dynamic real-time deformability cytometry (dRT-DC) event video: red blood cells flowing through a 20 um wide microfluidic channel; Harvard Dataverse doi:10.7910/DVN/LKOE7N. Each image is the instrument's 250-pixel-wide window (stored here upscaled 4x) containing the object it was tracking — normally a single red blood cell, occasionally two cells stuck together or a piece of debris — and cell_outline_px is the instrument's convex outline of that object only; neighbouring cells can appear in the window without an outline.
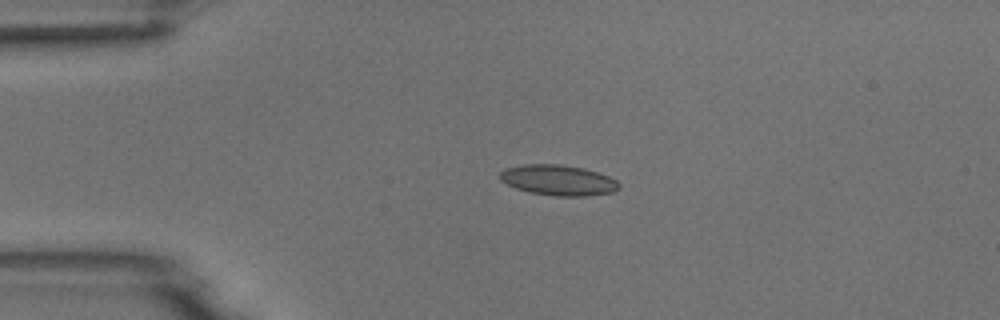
{"species": "common noctule bat (a hibernating species)", "species_latin": "Nyctalus noctula", "temperature_condition": "room temperature", "stored_images_in_passage": 4, "camera_frame_rate_fps": 3000, "um_per_image_px": 0.085, "animal": {"sex": "male", "body_mass_g": 18.8}, "frame": {"image": 1, "passage_image": 3, "time_ms": 2.333, "image_size_px": [1000, 320], "cell_outline_px": [[620, 188], [612, 192], [588, 196], [556, 196], [528, 192], [516, 188], [500, 180], [500, 172], [504, 168], [524, 164], [560, 164], [584, 168], [608, 176], [616, 180], [620, 184]], "centroid_in_image_um": [47.45, 15.31], "position_along_channel_um": 37.6, "area_um2": 21.21}}